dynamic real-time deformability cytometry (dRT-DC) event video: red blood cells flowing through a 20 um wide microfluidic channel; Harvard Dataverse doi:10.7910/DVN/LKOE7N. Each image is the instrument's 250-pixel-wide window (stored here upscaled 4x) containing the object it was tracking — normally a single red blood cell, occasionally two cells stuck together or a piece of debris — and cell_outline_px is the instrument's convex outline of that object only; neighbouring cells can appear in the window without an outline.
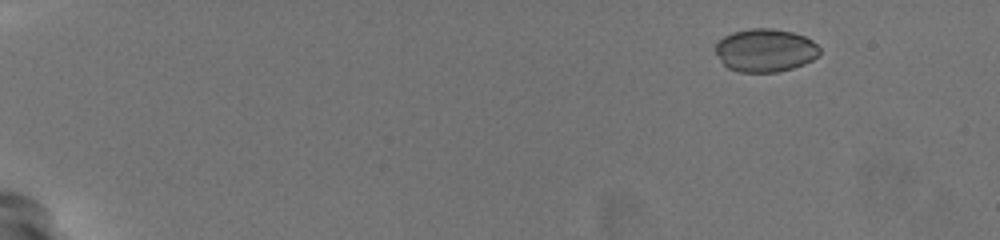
{"species": "common noctule bat (a hibernating species)", "species_latin": "Nyctalus noctula", "temperature_condition": "warm", "stored_images_in_passage": 47, "camera_frame_rate_fps": 3000, "um_per_image_px": 0.085, "animal": {"sex": "female", "body_mass_g": 19.5, "forearm_length_mm": 54.1}, "frame": {"image": 1, "passage_image": 1, "time_ms": 0.0, "image_size_px": [1000, 240], "cell_outline_px": [[820, 52], [812, 60], [804, 64], [792, 68], [776, 72], [736, 72], [728, 68], [724, 64], [716, 52], [716, 40], [732, 32], [752, 28], [772, 28], [792, 32], [804, 36], [812, 40], [820, 48]], "centroid_in_image_um": [65.03, 4.27], "position_along_channel_um": 20.0, "area_um2": 26.18}}
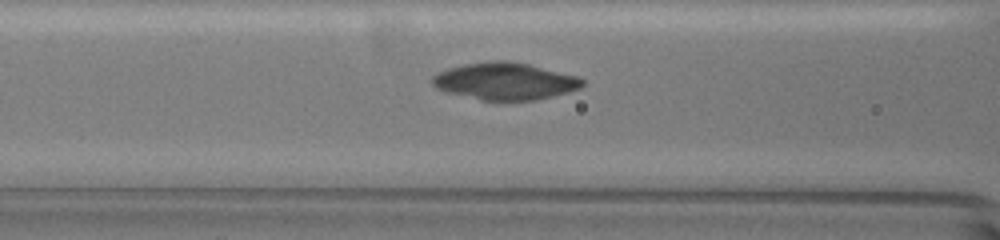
{"frame": {"image": 2, "passage_image": 22, "time_ms": 7.0, "image_size_px": [1000, 240], "cell_outline_px": [[584, 84], [580, 88], [568, 92], [536, 100], [480, 100], [448, 92], [436, 88], [432, 84], [432, 76], [448, 68], [464, 64], [492, 60], [508, 60], [528, 64], [576, 76], [584, 80]], "centroid_in_image_um": [42.91, 6.9], "position_along_channel_um": 123.7, "area_um2": 32.25}}
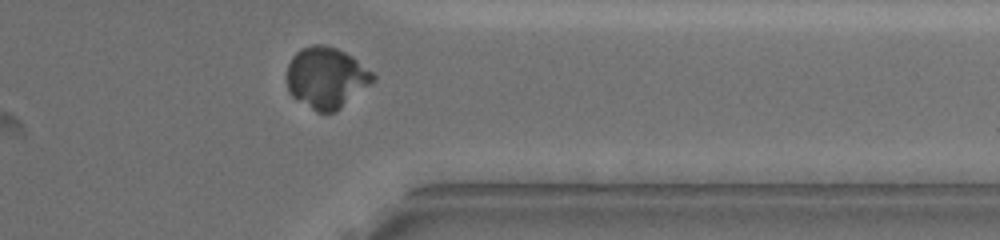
{"frame": {"image": 3, "passage_image": 43, "time_ms": 14.0, "image_size_px": [1000, 240], "cell_outline_px": [[376, 80], [336, 112], [316, 112], [292, 96], [288, 92], [288, 64], [292, 56], [300, 48], [312, 44], [324, 44], [336, 48], [352, 56], [372, 72], [376, 76]], "centroid_in_image_um": [27.74, 6.6], "position_along_channel_um": 383.7, "area_um2": 30.75}}